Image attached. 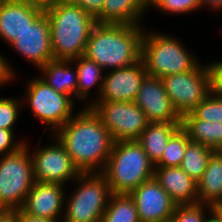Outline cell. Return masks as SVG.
<instances>
[{
  "instance_id": "cell-1",
  "label": "cell",
  "mask_w": 222,
  "mask_h": 222,
  "mask_svg": "<svg viewBox=\"0 0 222 222\" xmlns=\"http://www.w3.org/2000/svg\"><path fill=\"white\" fill-rule=\"evenodd\" d=\"M77 113L53 135L81 173L102 172L114 141L92 109L84 107Z\"/></svg>"
},
{
  "instance_id": "cell-2",
  "label": "cell",
  "mask_w": 222,
  "mask_h": 222,
  "mask_svg": "<svg viewBox=\"0 0 222 222\" xmlns=\"http://www.w3.org/2000/svg\"><path fill=\"white\" fill-rule=\"evenodd\" d=\"M142 25L96 23L84 56L104 70L131 66L141 59Z\"/></svg>"
},
{
  "instance_id": "cell-3",
  "label": "cell",
  "mask_w": 222,
  "mask_h": 222,
  "mask_svg": "<svg viewBox=\"0 0 222 222\" xmlns=\"http://www.w3.org/2000/svg\"><path fill=\"white\" fill-rule=\"evenodd\" d=\"M45 13L49 20L54 59L73 60L83 56L96 20L78 6L58 3Z\"/></svg>"
},
{
  "instance_id": "cell-4",
  "label": "cell",
  "mask_w": 222,
  "mask_h": 222,
  "mask_svg": "<svg viewBox=\"0 0 222 222\" xmlns=\"http://www.w3.org/2000/svg\"><path fill=\"white\" fill-rule=\"evenodd\" d=\"M114 194H130L154 177V164L137 140L113 142L110 156L101 172Z\"/></svg>"
},
{
  "instance_id": "cell-5",
  "label": "cell",
  "mask_w": 222,
  "mask_h": 222,
  "mask_svg": "<svg viewBox=\"0 0 222 222\" xmlns=\"http://www.w3.org/2000/svg\"><path fill=\"white\" fill-rule=\"evenodd\" d=\"M176 38L144 30L141 59L147 75L163 78L193 70L200 62Z\"/></svg>"
},
{
  "instance_id": "cell-6",
  "label": "cell",
  "mask_w": 222,
  "mask_h": 222,
  "mask_svg": "<svg viewBox=\"0 0 222 222\" xmlns=\"http://www.w3.org/2000/svg\"><path fill=\"white\" fill-rule=\"evenodd\" d=\"M74 182L78 185L65 204L62 222H100L113 194L106 177L81 173Z\"/></svg>"
},
{
  "instance_id": "cell-7",
  "label": "cell",
  "mask_w": 222,
  "mask_h": 222,
  "mask_svg": "<svg viewBox=\"0 0 222 222\" xmlns=\"http://www.w3.org/2000/svg\"><path fill=\"white\" fill-rule=\"evenodd\" d=\"M35 183L30 147L0 158V202L7 210L21 209Z\"/></svg>"
},
{
  "instance_id": "cell-8",
  "label": "cell",
  "mask_w": 222,
  "mask_h": 222,
  "mask_svg": "<svg viewBox=\"0 0 222 222\" xmlns=\"http://www.w3.org/2000/svg\"><path fill=\"white\" fill-rule=\"evenodd\" d=\"M161 79L168 97L181 117L192 112L212 91L209 64H198L191 71Z\"/></svg>"
},
{
  "instance_id": "cell-9",
  "label": "cell",
  "mask_w": 222,
  "mask_h": 222,
  "mask_svg": "<svg viewBox=\"0 0 222 222\" xmlns=\"http://www.w3.org/2000/svg\"><path fill=\"white\" fill-rule=\"evenodd\" d=\"M28 82L25 91V101L32 110L33 116L44 123L53 135L72 116L75 100L69 96L56 92L40 77H33Z\"/></svg>"
},
{
  "instance_id": "cell-10",
  "label": "cell",
  "mask_w": 222,
  "mask_h": 222,
  "mask_svg": "<svg viewBox=\"0 0 222 222\" xmlns=\"http://www.w3.org/2000/svg\"><path fill=\"white\" fill-rule=\"evenodd\" d=\"M89 108L101 119L114 142L137 140L150 123L135 102L94 101Z\"/></svg>"
},
{
  "instance_id": "cell-11",
  "label": "cell",
  "mask_w": 222,
  "mask_h": 222,
  "mask_svg": "<svg viewBox=\"0 0 222 222\" xmlns=\"http://www.w3.org/2000/svg\"><path fill=\"white\" fill-rule=\"evenodd\" d=\"M49 146L37 147L31 153L33 174L36 182L59 183L65 185L73 182L81 172L74 165L72 158L66 152L65 147L56 138ZM72 180V181H71Z\"/></svg>"
},
{
  "instance_id": "cell-12",
  "label": "cell",
  "mask_w": 222,
  "mask_h": 222,
  "mask_svg": "<svg viewBox=\"0 0 222 222\" xmlns=\"http://www.w3.org/2000/svg\"><path fill=\"white\" fill-rule=\"evenodd\" d=\"M109 71L104 74L100 95L96 100L89 101L90 103L86 107H89L94 101L134 102L141 83L147 75L142 59L131 66Z\"/></svg>"
},
{
  "instance_id": "cell-13",
  "label": "cell",
  "mask_w": 222,
  "mask_h": 222,
  "mask_svg": "<svg viewBox=\"0 0 222 222\" xmlns=\"http://www.w3.org/2000/svg\"><path fill=\"white\" fill-rule=\"evenodd\" d=\"M134 102L141 108L149 122H182V117L174 108L159 77L146 75Z\"/></svg>"
},
{
  "instance_id": "cell-14",
  "label": "cell",
  "mask_w": 222,
  "mask_h": 222,
  "mask_svg": "<svg viewBox=\"0 0 222 222\" xmlns=\"http://www.w3.org/2000/svg\"><path fill=\"white\" fill-rule=\"evenodd\" d=\"M135 201L140 222H164L171 219L177 204L152 177L129 194Z\"/></svg>"
},
{
  "instance_id": "cell-15",
  "label": "cell",
  "mask_w": 222,
  "mask_h": 222,
  "mask_svg": "<svg viewBox=\"0 0 222 222\" xmlns=\"http://www.w3.org/2000/svg\"><path fill=\"white\" fill-rule=\"evenodd\" d=\"M10 46L38 69L54 60L46 13L42 12Z\"/></svg>"
},
{
  "instance_id": "cell-16",
  "label": "cell",
  "mask_w": 222,
  "mask_h": 222,
  "mask_svg": "<svg viewBox=\"0 0 222 222\" xmlns=\"http://www.w3.org/2000/svg\"><path fill=\"white\" fill-rule=\"evenodd\" d=\"M64 186L35 181L21 209L35 217L62 222L66 202Z\"/></svg>"
},
{
  "instance_id": "cell-17",
  "label": "cell",
  "mask_w": 222,
  "mask_h": 222,
  "mask_svg": "<svg viewBox=\"0 0 222 222\" xmlns=\"http://www.w3.org/2000/svg\"><path fill=\"white\" fill-rule=\"evenodd\" d=\"M43 11L23 0H0V38L11 45Z\"/></svg>"
},
{
  "instance_id": "cell-18",
  "label": "cell",
  "mask_w": 222,
  "mask_h": 222,
  "mask_svg": "<svg viewBox=\"0 0 222 222\" xmlns=\"http://www.w3.org/2000/svg\"><path fill=\"white\" fill-rule=\"evenodd\" d=\"M154 178L177 205L198 203L197 182L180 167H154Z\"/></svg>"
},
{
  "instance_id": "cell-19",
  "label": "cell",
  "mask_w": 222,
  "mask_h": 222,
  "mask_svg": "<svg viewBox=\"0 0 222 222\" xmlns=\"http://www.w3.org/2000/svg\"><path fill=\"white\" fill-rule=\"evenodd\" d=\"M198 203L213 208L222 207V155L214 152L202 178L197 182Z\"/></svg>"
},
{
  "instance_id": "cell-20",
  "label": "cell",
  "mask_w": 222,
  "mask_h": 222,
  "mask_svg": "<svg viewBox=\"0 0 222 222\" xmlns=\"http://www.w3.org/2000/svg\"><path fill=\"white\" fill-rule=\"evenodd\" d=\"M72 64V66H71ZM75 68V69H74ZM41 79L56 92L77 99V70L71 60H51L39 68Z\"/></svg>"
},
{
  "instance_id": "cell-21",
  "label": "cell",
  "mask_w": 222,
  "mask_h": 222,
  "mask_svg": "<svg viewBox=\"0 0 222 222\" xmlns=\"http://www.w3.org/2000/svg\"><path fill=\"white\" fill-rule=\"evenodd\" d=\"M148 0H104L101 23L141 25Z\"/></svg>"
},
{
  "instance_id": "cell-22",
  "label": "cell",
  "mask_w": 222,
  "mask_h": 222,
  "mask_svg": "<svg viewBox=\"0 0 222 222\" xmlns=\"http://www.w3.org/2000/svg\"><path fill=\"white\" fill-rule=\"evenodd\" d=\"M180 127L181 123L168 122H150L146 126L137 142L153 164L161 158L169 139Z\"/></svg>"
},
{
  "instance_id": "cell-23",
  "label": "cell",
  "mask_w": 222,
  "mask_h": 222,
  "mask_svg": "<svg viewBox=\"0 0 222 222\" xmlns=\"http://www.w3.org/2000/svg\"><path fill=\"white\" fill-rule=\"evenodd\" d=\"M181 127L191 142L205 145L215 152L222 147V123L198 119L190 112L182 117Z\"/></svg>"
},
{
  "instance_id": "cell-24",
  "label": "cell",
  "mask_w": 222,
  "mask_h": 222,
  "mask_svg": "<svg viewBox=\"0 0 222 222\" xmlns=\"http://www.w3.org/2000/svg\"><path fill=\"white\" fill-rule=\"evenodd\" d=\"M71 62L75 64L77 70L78 100L86 99L90 94L91 88H93V86L96 87V85L98 86V94L100 95L104 81V69L84 55L71 60Z\"/></svg>"
},
{
  "instance_id": "cell-25",
  "label": "cell",
  "mask_w": 222,
  "mask_h": 222,
  "mask_svg": "<svg viewBox=\"0 0 222 222\" xmlns=\"http://www.w3.org/2000/svg\"><path fill=\"white\" fill-rule=\"evenodd\" d=\"M214 152L205 145L190 141L185 149L180 168L198 182L202 178L208 161Z\"/></svg>"
},
{
  "instance_id": "cell-26",
  "label": "cell",
  "mask_w": 222,
  "mask_h": 222,
  "mask_svg": "<svg viewBox=\"0 0 222 222\" xmlns=\"http://www.w3.org/2000/svg\"><path fill=\"white\" fill-rule=\"evenodd\" d=\"M100 222H140L134 199L129 194H112Z\"/></svg>"
},
{
  "instance_id": "cell-27",
  "label": "cell",
  "mask_w": 222,
  "mask_h": 222,
  "mask_svg": "<svg viewBox=\"0 0 222 222\" xmlns=\"http://www.w3.org/2000/svg\"><path fill=\"white\" fill-rule=\"evenodd\" d=\"M189 142L187 132L180 127L169 139L161 158L154 167H180Z\"/></svg>"
},
{
  "instance_id": "cell-28",
  "label": "cell",
  "mask_w": 222,
  "mask_h": 222,
  "mask_svg": "<svg viewBox=\"0 0 222 222\" xmlns=\"http://www.w3.org/2000/svg\"><path fill=\"white\" fill-rule=\"evenodd\" d=\"M214 213L215 208L201 203L177 205L170 220L172 222H207Z\"/></svg>"
},
{
  "instance_id": "cell-29",
  "label": "cell",
  "mask_w": 222,
  "mask_h": 222,
  "mask_svg": "<svg viewBox=\"0 0 222 222\" xmlns=\"http://www.w3.org/2000/svg\"><path fill=\"white\" fill-rule=\"evenodd\" d=\"M192 113L198 119L222 123V97L211 91Z\"/></svg>"
},
{
  "instance_id": "cell-30",
  "label": "cell",
  "mask_w": 222,
  "mask_h": 222,
  "mask_svg": "<svg viewBox=\"0 0 222 222\" xmlns=\"http://www.w3.org/2000/svg\"><path fill=\"white\" fill-rule=\"evenodd\" d=\"M23 102V103H22ZM22 104L25 101L18 98H0V128L5 130H15V123L20 115ZM20 109V110H19Z\"/></svg>"
},
{
  "instance_id": "cell-31",
  "label": "cell",
  "mask_w": 222,
  "mask_h": 222,
  "mask_svg": "<svg viewBox=\"0 0 222 222\" xmlns=\"http://www.w3.org/2000/svg\"><path fill=\"white\" fill-rule=\"evenodd\" d=\"M151 6L167 14L177 15L189 14L201 8L199 0H148V9H150Z\"/></svg>"
},
{
  "instance_id": "cell-32",
  "label": "cell",
  "mask_w": 222,
  "mask_h": 222,
  "mask_svg": "<svg viewBox=\"0 0 222 222\" xmlns=\"http://www.w3.org/2000/svg\"><path fill=\"white\" fill-rule=\"evenodd\" d=\"M58 4L68 6H78L87 14L92 16L97 23H101V12L104 0H59Z\"/></svg>"
},
{
  "instance_id": "cell-33",
  "label": "cell",
  "mask_w": 222,
  "mask_h": 222,
  "mask_svg": "<svg viewBox=\"0 0 222 222\" xmlns=\"http://www.w3.org/2000/svg\"><path fill=\"white\" fill-rule=\"evenodd\" d=\"M14 131L0 128V157L14 153L25 145V141L15 140Z\"/></svg>"
},
{
  "instance_id": "cell-34",
  "label": "cell",
  "mask_w": 222,
  "mask_h": 222,
  "mask_svg": "<svg viewBox=\"0 0 222 222\" xmlns=\"http://www.w3.org/2000/svg\"><path fill=\"white\" fill-rule=\"evenodd\" d=\"M208 64L212 75V91L222 97V61Z\"/></svg>"
},
{
  "instance_id": "cell-35",
  "label": "cell",
  "mask_w": 222,
  "mask_h": 222,
  "mask_svg": "<svg viewBox=\"0 0 222 222\" xmlns=\"http://www.w3.org/2000/svg\"><path fill=\"white\" fill-rule=\"evenodd\" d=\"M13 66H11L8 61L4 58V55L0 54V88L12 81L14 77L16 76V72L14 69H12Z\"/></svg>"
},
{
  "instance_id": "cell-36",
  "label": "cell",
  "mask_w": 222,
  "mask_h": 222,
  "mask_svg": "<svg viewBox=\"0 0 222 222\" xmlns=\"http://www.w3.org/2000/svg\"><path fill=\"white\" fill-rule=\"evenodd\" d=\"M23 1L45 12L46 10L54 7L59 0H23Z\"/></svg>"
},
{
  "instance_id": "cell-37",
  "label": "cell",
  "mask_w": 222,
  "mask_h": 222,
  "mask_svg": "<svg viewBox=\"0 0 222 222\" xmlns=\"http://www.w3.org/2000/svg\"><path fill=\"white\" fill-rule=\"evenodd\" d=\"M18 222H61V221H54L45 218L35 217L24 212L22 209H18Z\"/></svg>"
},
{
  "instance_id": "cell-38",
  "label": "cell",
  "mask_w": 222,
  "mask_h": 222,
  "mask_svg": "<svg viewBox=\"0 0 222 222\" xmlns=\"http://www.w3.org/2000/svg\"><path fill=\"white\" fill-rule=\"evenodd\" d=\"M0 222H18V210H6L1 213Z\"/></svg>"
},
{
  "instance_id": "cell-39",
  "label": "cell",
  "mask_w": 222,
  "mask_h": 222,
  "mask_svg": "<svg viewBox=\"0 0 222 222\" xmlns=\"http://www.w3.org/2000/svg\"><path fill=\"white\" fill-rule=\"evenodd\" d=\"M201 7H209L212 8L214 11H221L222 10V0H199Z\"/></svg>"
},
{
  "instance_id": "cell-40",
  "label": "cell",
  "mask_w": 222,
  "mask_h": 222,
  "mask_svg": "<svg viewBox=\"0 0 222 222\" xmlns=\"http://www.w3.org/2000/svg\"><path fill=\"white\" fill-rule=\"evenodd\" d=\"M207 222H222V220L214 213Z\"/></svg>"
},
{
  "instance_id": "cell-41",
  "label": "cell",
  "mask_w": 222,
  "mask_h": 222,
  "mask_svg": "<svg viewBox=\"0 0 222 222\" xmlns=\"http://www.w3.org/2000/svg\"><path fill=\"white\" fill-rule=\"evenodd\" d=\"M215 214L222 220V207L215 209Z\"/></svg>"
},
{
  "instance_id": "cell-42",
  "label": "cell",
  "mask_w": 222,
  "mask_h": 222,
  "mask_svg": "<svg viewBox=\"0 0 222 222\" xmlns=\"http://www.w3.org/2000/svg\"><path fill=\"white\" fill-rule=\"evenodd\" d=\"M7 209L0 202V214L5 212Z\"/></svg>"
},
{
  "instance_id": "cell-43",
  "label": "cell",
  "mask_w": 222,
  "mask_h": 222,
  "mask_svg": "<svg viewBox=\"0 0 222 222\" xmlns=\"http://www.w3.org/2000/svg\"><path fill=\"white\" fill-rule=\"evenodd\" d=\"M218 152L222 155V147L218 150Z\"/></svg>"
}]
</instances>
